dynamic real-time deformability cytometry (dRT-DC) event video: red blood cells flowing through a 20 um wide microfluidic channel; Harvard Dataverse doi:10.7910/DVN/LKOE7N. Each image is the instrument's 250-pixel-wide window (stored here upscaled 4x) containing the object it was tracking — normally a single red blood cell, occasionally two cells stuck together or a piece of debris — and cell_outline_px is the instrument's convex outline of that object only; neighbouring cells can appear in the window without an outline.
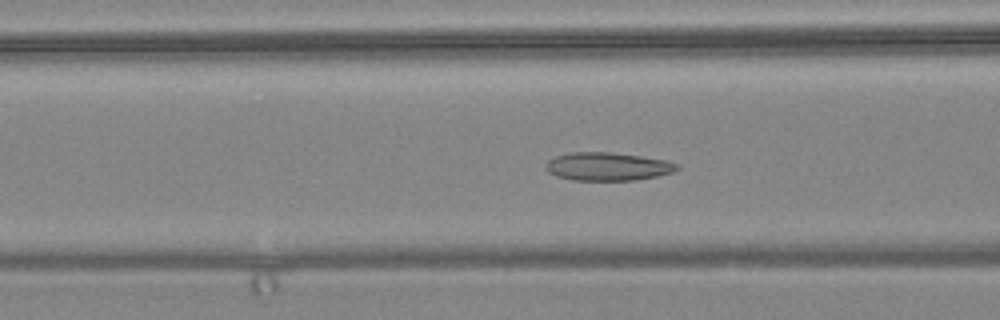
{"species": "common noctule bat (a hibernating species)", "species_latin": "Nyctalus noctula", "temperature_condition": "warm", "stored_images_in_passage": 56, "camera_frame_rate_fps": 3000, "um_per_image_px": 0.085, "animal": {"sex": "female", "body_mass_g": 24.6, "forearm_length_mm": 56.2}, "frame": {"image": 1, "passage_image": 21, "time_ms": 6.667, "image_size_px": [1000, 320], "cell_outline_px": [[680, 168], [672, 172], [656, 176], [636, 180], [572, 180], [556, 176], [548, 172], [544, 168], [544, 164], [548, 160], [556, 156], [572, 152], [612, 152], [668, 160], [680, 164]], "centroid_in_image_um": [51.65, 14.15], "position_along_channel_um": 115.0, "area_um2": 21.73}}
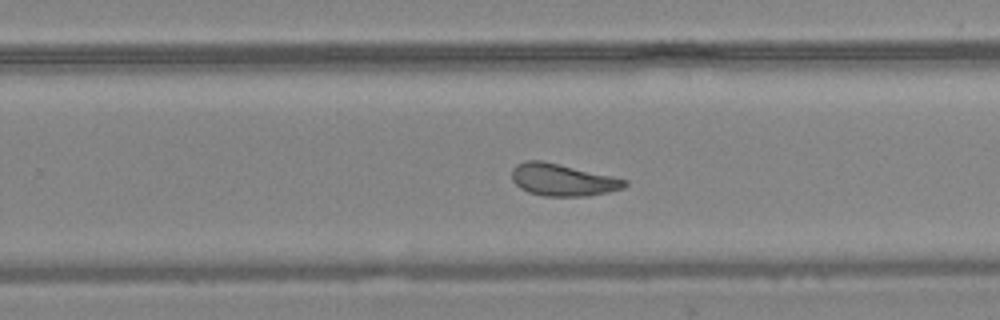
{"frame": {"image": 2, "passage_image": 35, "time_ms": 11.333, "image_size_px": [1000, 320], "cell_outline_px": [[628, 184], [624, 188], [608, 192], [588, 196], [544, 196], [528, 192], [520, 188], [512, 180], [512, 168], [516, 164], [524, 160], [544, 160], [612, 176], [628, 180]], "centroid_in_image_um": [47.81, 15.28], "position_along_channel_um": 282.0, "area_um2": 21.33}}
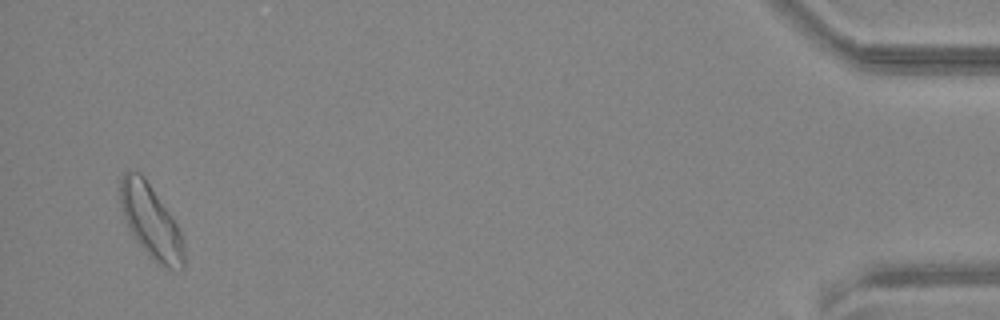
{"frame": {"image": 3, "passage_image": 54, "time_ms": 17.667, "image_size_px": [1000, 320], "cell_outline_px": [[184, 268], [168, 268], [156, 264], [136, 240], [128, 228], [124, 220], [120, 204], [120, 180], [124, 172], [140, 172], [144, 176], [176, 224], [180, 232], [184, 244]], "centroid_in_image_um": [12.8, 18.84], "position_along_channel_um": 422.4, "area_um2": 26.88}, "authors_computed_cell_mechanics": {"area_um2": 22.8599, "velocity_mm_per_s": 3.5767, "shape_relaxation_time_tau1_ms": 7.5562, "shape_relaxation_time_tau2_ms": 2.4452, "deformation_change_tau1": 0.147, "deformation_change_tau2": 0.0817}}